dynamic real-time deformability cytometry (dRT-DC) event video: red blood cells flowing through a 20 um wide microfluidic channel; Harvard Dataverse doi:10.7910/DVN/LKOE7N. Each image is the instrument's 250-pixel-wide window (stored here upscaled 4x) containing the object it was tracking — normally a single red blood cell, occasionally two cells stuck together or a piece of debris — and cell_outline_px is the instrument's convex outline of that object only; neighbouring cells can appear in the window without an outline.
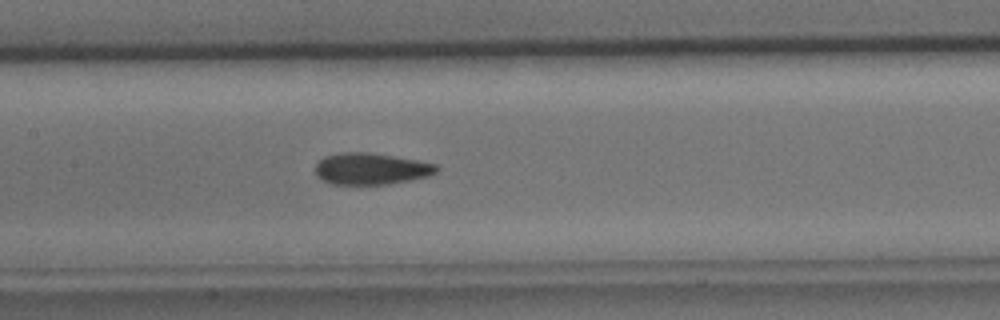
{"species": "common noctule bat (a hibernating species)", "species_latin": "Nyctalus noctula", "temperature_condition": "cold", "stored_images_in_passage": 30, "camera_frame_rate_fps": 3000, "um_per_image_px": 0.085, "animal": {"sex": "male", "body_mass_g": 15.6}, "frame": {"image": 1, "passage_image": 9, "time_ms": 2.667, "image_size_px": [1000, 320], "cell_outline_px": [[440, 168], [436, 172], [428, 176], [412, 180], [388, 184], [328, 184], [316, 176], [316, 164], [324, 156], [344, 152], [368, 152], [416, 160], [436, 164]], "centroid_in_image_um": [31.53, 14.35], "position_along_channel_um": 175.9, "area_um2": 22.31}}
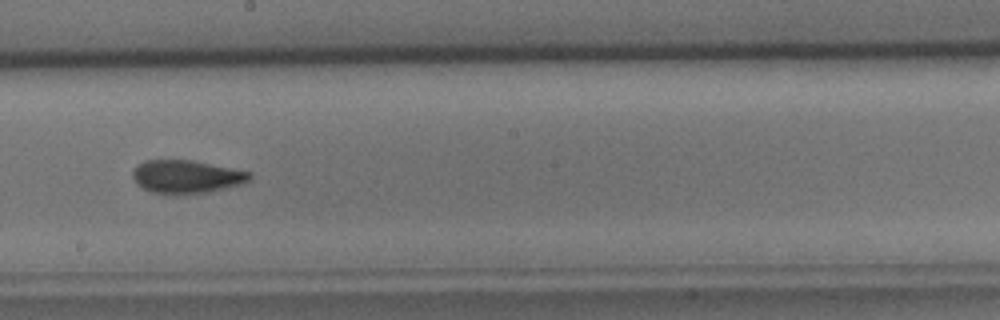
{"frame": {"image": 2, "passage_image": 13, "time_ms": 4.0, "image_size_px": [1000, 320], "cell_outline_px": [[252, 176], [248, 180], [240, 184], [208, 192], [152, 192], [136, 184], [132, 176], [132, 172], [136, 164], [144, 160], [192, 160], [252, 172]], "centroid_in_image_um": [15.82, 14.97], "position_along_channel_um": 232.4, "area_um2": 22.08}}